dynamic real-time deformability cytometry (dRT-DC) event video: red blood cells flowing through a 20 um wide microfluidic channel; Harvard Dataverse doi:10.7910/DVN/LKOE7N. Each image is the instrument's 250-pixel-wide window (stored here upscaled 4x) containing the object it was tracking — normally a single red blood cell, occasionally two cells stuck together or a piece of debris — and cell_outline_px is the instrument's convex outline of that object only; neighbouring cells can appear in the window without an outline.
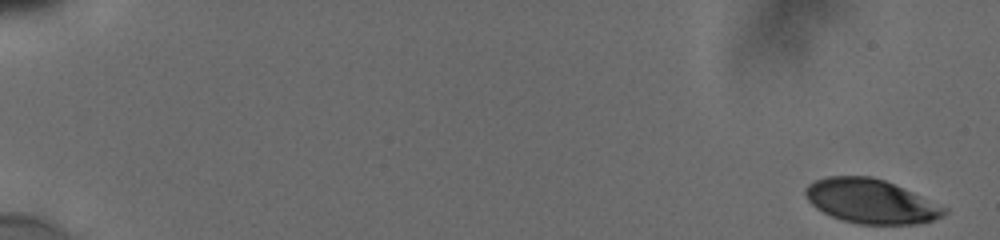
{"species": "human", "species_latin": "Homo sapiens", "temperature_condition": "cold", "stored_images_in_passage": 58, "camera_frame_rate_fps": 3000, "um_per_image_px": 0.085, "donor": {"sex": "male"}, "frame": {"image": 1, "passage_image": 1, "time_ms": 0.0, "image_size_px": [1000, 240], "cell_outline_px": [[948, 212], [944, 216], [936, 220], [920, 224], [860, 224], [844, 220], [832, 216], [816, 208], [808, 200], [804, 192], [804, 188], [808, 184], [816, 180], [828, 176], [868, 176], [884, 180], [948, 208]], "centroid_in_image_um": [74.04, 17.12], "position_along_channel_um": 11.0, "area_um2": 35.6}}
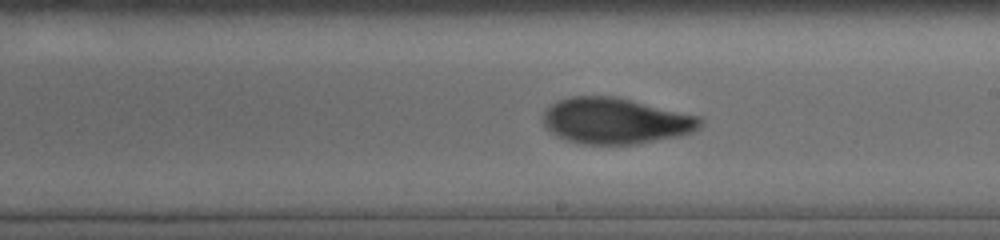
{"frame": {"image": 2, "passage_image": 36, "time_ms": 11.0, "image_size_px": [1000, 240], "cell_outline_px": [[704, 124], [700, 128], [692, 132], [680, 136], [636, 144], [584, 144], [568, 140], [544, 128], [544, 112], [556, 100], [572, 96], [616, 96], [700, 116], [704, 120]], "centroid_in_image_um": [52.37, 10.27], "position_along_channel_um": 236.6, "area_um2": 42.25}}
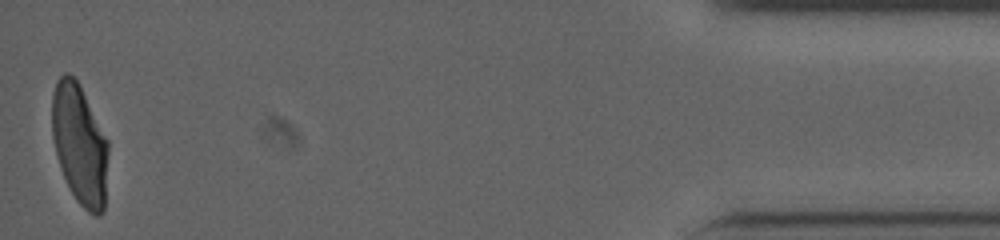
{"frame": {"image": 3, "passage_image": 58, "time_ms": 18.0, "image_size_px": [1000, 240], "cell_outline_px": [[108, 152], [104, 212], [100, 216], [96, 216], [88, 212], [76, 200], [60, 168], [52, 136], [52, 96], [56, 80], [64, 72], [68, 72], [80, 84], [108, 140]], "centroid_in_image_um": [6.78, 12.26], "position_along_channel_um": 428.4, "area_um2": 39.54}, "authors_computed_cell_mechanics": {"area_um2": 40.4311, "velocity_mm_per_s": 3.8218, "shape_relaxation_time_tau1_ms": 6.1119, "shape_relaxation_time_tau2_ms": 1.7709, "deformation_change_tau1": 0.1888, "deformation_change_tau2": 0.0726}}